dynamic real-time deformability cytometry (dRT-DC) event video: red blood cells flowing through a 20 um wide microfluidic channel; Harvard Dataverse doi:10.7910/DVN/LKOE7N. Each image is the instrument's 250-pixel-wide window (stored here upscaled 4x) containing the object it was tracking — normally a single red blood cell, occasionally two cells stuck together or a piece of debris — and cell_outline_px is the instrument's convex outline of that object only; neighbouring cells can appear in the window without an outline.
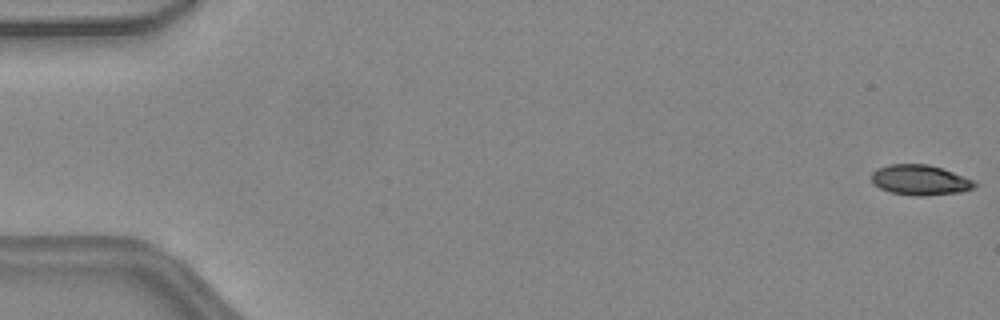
{"species": "common noctule bat (a hibernating species)", "species_latin": "Nyctalus noctula", "temperature_condition": "warm", "stored_images_in_passage": 12, "camera_frame_rate_fps": 3000, "um_per_image_px": 0.085, "animal": {"sex": "female", "body_mass_g": 24.6, "forearm_length_mm": 56.2}, "frame": {"image": 1, "passage_image": 1, "time_ms": 0.0, "image_size_px": [1000, 320], "cell_outline_px": [[976, 184], [972, 188], [964, 192], [924, 196], [912, 196], [892, 192], [880, 188], [872, 184], [872, 172], [876, 168], [888, 164], [928, 164], [952, 172], [972, 180]], "centroid_in_image_um": [78.16, 15.31], "position_along_channel_um": 6.8, "area_um2": 18.15}}